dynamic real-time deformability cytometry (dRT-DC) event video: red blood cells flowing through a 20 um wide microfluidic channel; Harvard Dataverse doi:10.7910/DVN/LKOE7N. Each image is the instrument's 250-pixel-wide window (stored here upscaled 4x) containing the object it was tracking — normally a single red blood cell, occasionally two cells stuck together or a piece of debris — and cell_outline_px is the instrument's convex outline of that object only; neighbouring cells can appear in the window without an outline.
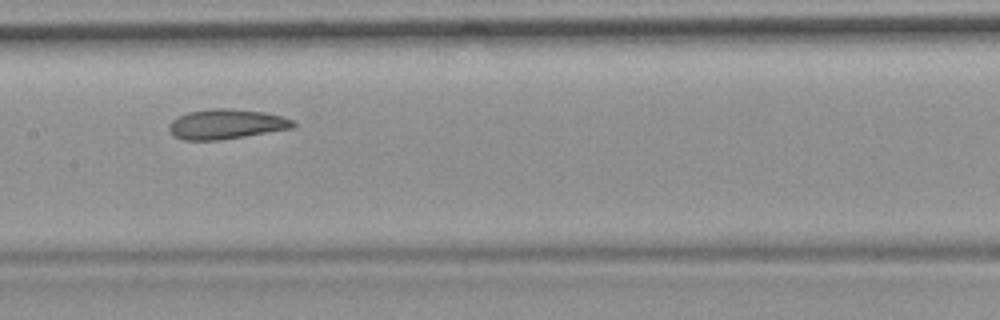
{"species": "common noctule bat (a hibernating species)", "species_latin": "Nyctalus noctula", "temperature_condition": "room temperature", "stored_images_in_passage": 48, "camera_frame_rate_fps": 3000, "um_per_image_px": 0.085, "animal": {"sex": "female", "body_mass_g": 19.9}, "frame": {"image": 1, "passage_image": 21, "time_ms": 6.667, "image_size_px": [1000, 320], "cell_outline_px": [[296, 124], [292, 128], [244, 136], [216, 140], [184, 140], [172, 136], [168, 128], [168, 124], [172, 120], [188, 112], [212, 108], [228, 108], [264, 112], [280, 116], [292, 120]], "centroid_in_image_um": [19.18, 10.55], "position_along_channel_um": 188.2, "area_um2": 21.44}, "authors_computed_cell_mechanics": {"area_um2": 22.7443, "velocity_mm_per_s": 3.6637, "shape_relaxation_time_tau1_ms": 9.1109, "shape_relaxation_time_tau2_ms": 2.9762, "deformation_change_tau1": 0.16, "deformation_change_tau2": 0.0863}}